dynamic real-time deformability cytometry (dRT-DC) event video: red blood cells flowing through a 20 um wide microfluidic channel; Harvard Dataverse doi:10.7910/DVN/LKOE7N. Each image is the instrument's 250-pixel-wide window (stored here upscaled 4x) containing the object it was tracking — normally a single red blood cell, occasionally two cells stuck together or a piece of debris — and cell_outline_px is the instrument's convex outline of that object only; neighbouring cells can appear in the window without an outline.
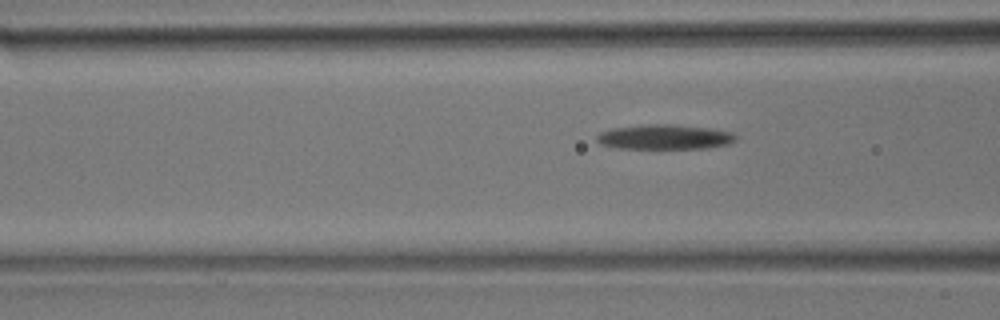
{"species": "common noctule bat (a hibernating species)", "species_latin": "Nyctalus noctula", "temperature_condition": "room temperature", "stored_images_in_passage": 5, "camera_frame_rate_fps": 3000, "um_per_image_px": 0.085, "animal": {"sex": "male", "body_mass_g": 17.9}, "frame": {"image": 1, "passage_image": 5, "time_ms": 1.333, "image_size_px": [1000, 320], "cell_outline_px": [[736, 140], [732, 144], [708, 148], [620, 148], [600, 144], [596, 140], [596, 136], [600, 132], [612, 128], [648, 124], [668, 124], [708, 128], [732, 132], [736, 136]], "centroid_in_image_um": [56.51, 11.64], "position_along_channel_um": 110.1, "area_um2": 20.06}}